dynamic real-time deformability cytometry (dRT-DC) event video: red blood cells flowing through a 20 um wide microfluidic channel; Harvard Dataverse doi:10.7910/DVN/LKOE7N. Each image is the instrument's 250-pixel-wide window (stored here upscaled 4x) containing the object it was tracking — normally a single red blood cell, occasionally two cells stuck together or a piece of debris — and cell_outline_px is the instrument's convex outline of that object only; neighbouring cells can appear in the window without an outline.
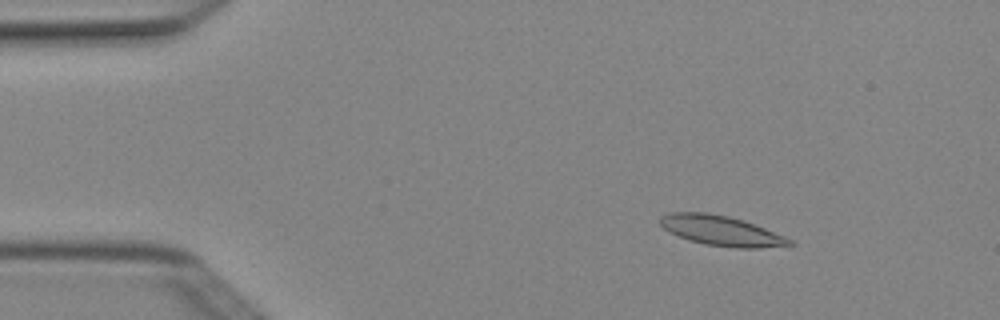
{"species": "Egyptian fruit bat (a non-hibernating species)", "species_latin": "Rousettus aegyptiacus", "temperature_condition": "cold", "stored_images_in_passage": 3, "camera_frame_rate_fps": 3000, "um_per_image_px": 0.085, "animal": {"sex": "female"}, "frame": {"image": 1, "passage_image": 2, "time_ms": 0.333, "image_size_px": [1000, 320], "cell_outline_px": [[796, 244], [760, 248], [736, 248], [704, 244], [688, 240], [664, 228], [660, 224], [660, 216], [672, 212], [708, 212], [728, 216], [744, 220], [784, 236], [792, 240]], "centroid_in_image_um": [61.31, 19.6], "position_along_channel_um": 23.7, "area_um2": 22.48}}